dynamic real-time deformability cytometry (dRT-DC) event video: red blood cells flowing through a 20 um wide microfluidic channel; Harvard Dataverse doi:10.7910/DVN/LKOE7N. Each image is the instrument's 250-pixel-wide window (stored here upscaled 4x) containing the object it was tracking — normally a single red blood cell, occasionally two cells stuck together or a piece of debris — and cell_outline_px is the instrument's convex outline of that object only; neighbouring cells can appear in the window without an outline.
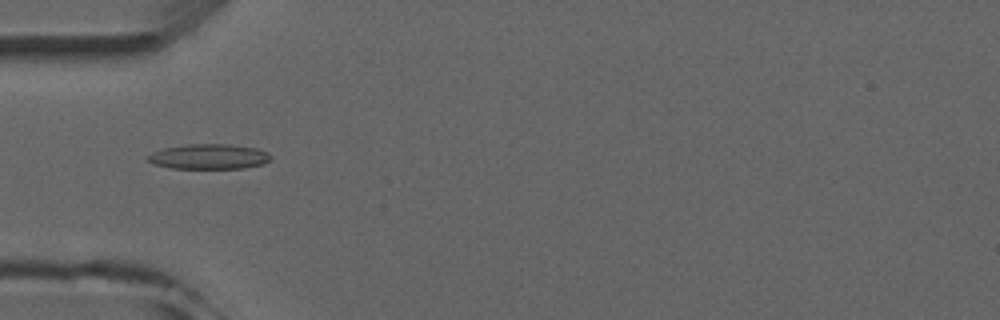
{"species": "common noctule bat (a hibernating species)", "species_latin": "Nyctalus noctula", "temperature_condition": "room temperature", "stored_images_in_passage": 3, "camera_frame_rate_fps": 3000, "um_per_image_px": 0.085, "animal": {"sex": "male", "forearm_length_mm": 52.5}, "frame": {"image": 1, "passage_image": 3, "time_ms": 2.333, "image_size_px": [1000, 320], "cell_outline_px": [[272, 156], [264, 164], [244, 168], [168, 168], [152, 164], [144, 160], [144, 156], [164, 148], [188, 144], [228, 144], [256, 148], [268, 152]], "centroid_in_image_um": [17.7, 13.31], "position_along_channel_um": 67.3, "area_um2": 18.15}}